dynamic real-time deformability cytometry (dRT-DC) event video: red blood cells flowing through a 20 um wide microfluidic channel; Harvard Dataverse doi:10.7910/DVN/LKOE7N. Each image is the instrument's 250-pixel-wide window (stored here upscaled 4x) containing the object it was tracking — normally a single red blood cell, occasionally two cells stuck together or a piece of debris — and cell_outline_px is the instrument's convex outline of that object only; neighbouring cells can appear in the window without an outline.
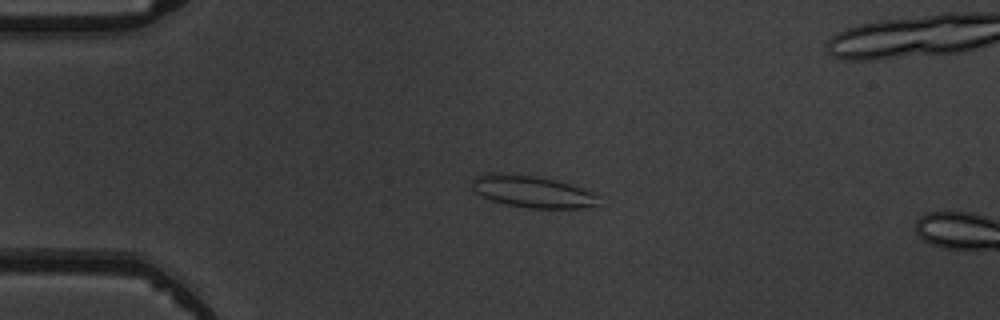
{"species": "common noctule bat (a hibernating species)", "species_latin": "Nyctalus noctula", "temperature_condition": "warm", "stored_images_in_passage": 4, "camera_frame_rate_fps": 3000, "um_per_image_px": 0.085, "animal": {"sex": "male", "body_mass_g": 19.5, "forearm_length_mm": 54.6}, "frame": {"image": 1, "passage_image": 3, "time_ms": 2.333, "image_size_px": [1000, 320], "cell_outline_px": [[596, 204], [580, 208], [528, 208], [508, 204], [492, 200], [476, 192], [472, 188], [472, 180], [476, 176], [488, 172], [500, 172], [536, 176], [556, 180], [592, 192], [596, 196]], "centroid_in_image_um": [45.17, 16.26], "position_along_channel_um": 39.8, "area_um2": 23.12}}